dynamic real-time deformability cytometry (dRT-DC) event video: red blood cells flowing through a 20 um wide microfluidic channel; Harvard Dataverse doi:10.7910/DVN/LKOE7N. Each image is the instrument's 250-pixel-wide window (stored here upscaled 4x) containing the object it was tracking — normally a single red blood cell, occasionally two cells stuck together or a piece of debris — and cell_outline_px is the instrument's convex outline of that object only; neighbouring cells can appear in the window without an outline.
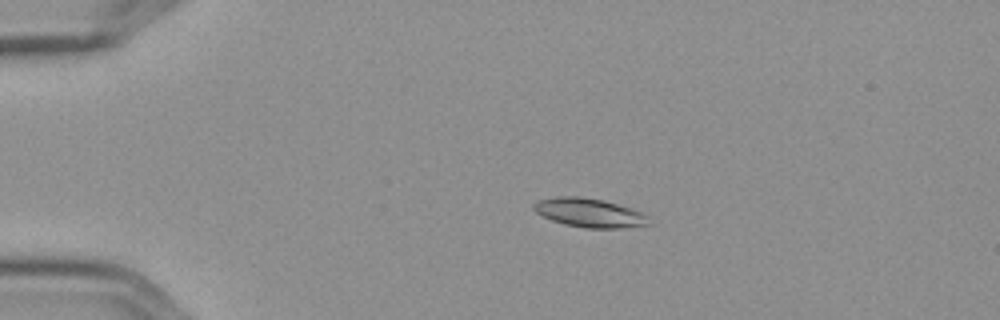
{"species": "Egyptian fruit bat (a non-hibernating species)", "species_latin": "Rousettus aegyptiacus", "temperature_condition": "cold", "stored_images_in_passage": 9, "camera_frame_rate_fps": 3000, "um_per_image_px": 0.085, "frame": {"image": 1, "passage_image": 4, "time_ms": 1.0, "image_size_px": [1000, 320], "cell_outline_px": [[652, 224], [620, 228], [584, 228], [564, 224], [552, 220], [536, 212], [532, 208], [532, 204], [536, 200], [556, 196], [580, 196], [604, 200], [632, 208], [648, 216]], "centroid_in_image_um": [50.09, 18.08], "position_along_channel_um": 34.9, "area_um2": 19.59}}
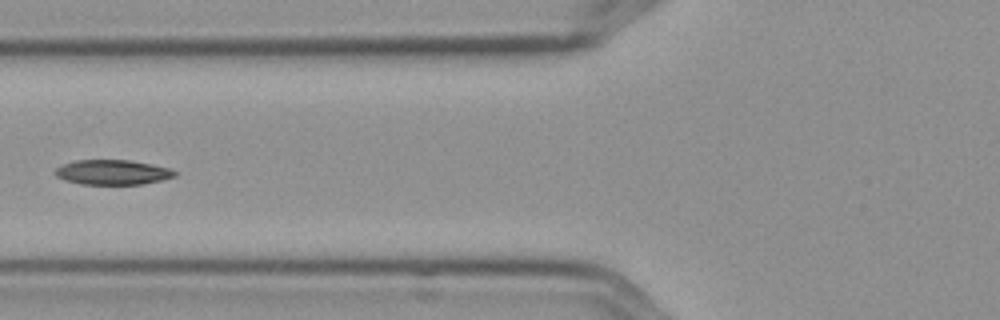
{"frame": {"image": 2, "passage_image": 7, "time_ms": 2.0, "image_size_px": [1000, 320], "cell_outline_px": [[176, 176], [144, 184], [80, 184], [64, 180], [56, 176], [52, 172], [56, 168], [64, 164], [76, 160], [128, 160], [152, 164], [168, 168], [176, 172]], "centroid_in_image_um": [9.53, 14.64], "position_along_channel_um": 116.3, "area_um2": 17.28}}
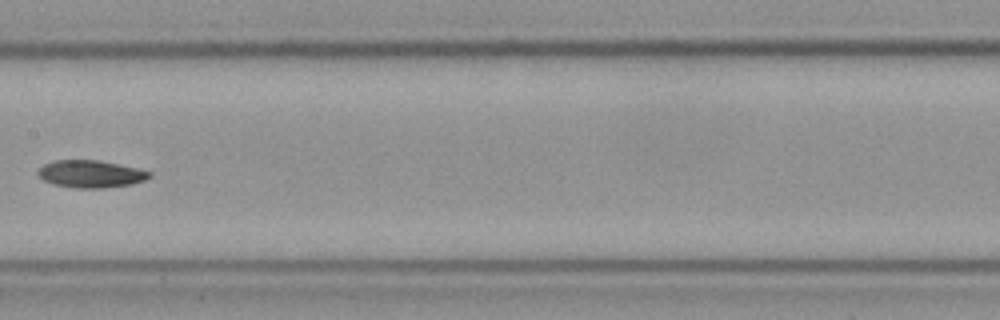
{"frame": {"image": 3, "passage_image": 9, "time_ms": 2.667, "image_size_px": [1000, 320], "cell_outline_px": [[152, 176], [144, 180], [132, 184], [104, 188], [72, 188], [52, 184], [44, 180], [36, 172], [44, 164], [56, 160], [100, 160], [136, 168], [152, 172]], "centroid_in_image_um": [7.71, 14.79], "position_along_channel_um": 199.7, "area_um2": 17.8}}